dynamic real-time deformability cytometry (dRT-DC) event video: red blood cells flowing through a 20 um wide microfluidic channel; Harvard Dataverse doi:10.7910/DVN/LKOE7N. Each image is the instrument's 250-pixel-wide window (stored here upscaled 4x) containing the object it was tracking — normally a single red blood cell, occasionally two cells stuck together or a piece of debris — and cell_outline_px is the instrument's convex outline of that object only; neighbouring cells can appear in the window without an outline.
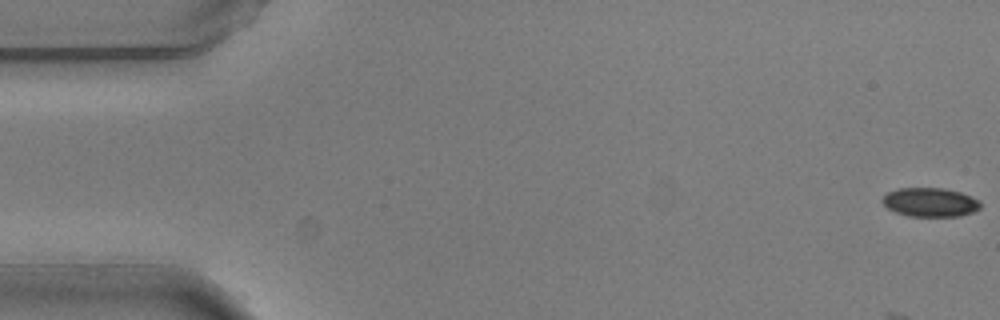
{"species": "common noctule bat (a hibernating species)", "species_latin": "Nyctalus noctula", "temperature_condition": "warm", "stored_images_in_passage": 5, "camera_frame_rate_fps": 3000, "um_per_image_px": 0.085, "animal": {"sex": "male", "body_mass_g": 20.5, "forearm_length_mm": 52.5}, "frame": {"image": 1, "passage_image": 1, "time_ms": 0.0, "image_size_px": [1000, 320], "cell_outline_px": [[980, 208], [972, 212], [960, 216], [908, 216], [896, 212], [888, 208], [880, 200], [888, 192], [900, 188], [944, 188], [960, 192], [972, 196], [980, 200]], "centroid_in_image_um": [79.07, 17.19], "position_along_channel_um": 5.9, "area_um2": 16.53}}